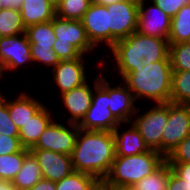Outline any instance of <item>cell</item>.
I'll list each match as a JSON object with an SVG mask.
<instances>
[{"label":"cell","instance_id":"6da1fadb","mask_svg":"<svg viewBox=\"0 0 190 190\" xmlns=\"http://www.w3.org/2000/svg\"><path fill=\"white\" fill-rule=\"evenodd\" d=\"M109 52V53H108ZM108 58H103L112 64L113 74L121 80L127 73L134 71L140 64L146 65L161 60H170L169 43L167 39L145 36L137 31L127 38L117 41L108 51ZM112 54V55H111Z\"/></svg>","mask_w":190,"mask_h":190},{"label":"cell","instance_id":"e575fe53","mask_svg":"<svg viewBox=\"0 0 190 190\" xmlns=\"http://www.w3.org/2000/svg\"><path fill=\"white\" fill-rule=\"evenodd\" d=\"M160 9H162L171 18L186 4H190V0H150Z\"/></svg>","mask_w":190,"mask_h":190},{"label":"cell","instance_id":"d590c367","mask_svg":"<svg viewBox=\"0 0 190 190\" xmlns=\"http://www.w3.org/2000/svg\"><path fill=\"white\" fill-rule=\"evenodd\" d=\"M22 148L19 137H10L0 133V156L14 154Z\"/></svg>","mask_w":190,"mask_h":190},{"label":"cell","instance_id":"836d02e7","mask_svg":"<svg viewBox=\"0 0 190 190\" xmlns=\"http://www.w3.org/2000/svg\"><path fill=\"white\" fill-rule=\"evenodd\" d=\"M168 163H190V134L166 158Z\"/></svg>","mask_w":190,"mask_h":190},{"label":"cell","instance_id":"8d00e7d4","mask_svg":"<svg viewBox=\"0 0 190 190\" xmlns=\"http://www.w3.org/2000/svg\"><path fill=\"white\" fill-rule=\"evenodd\" d=\"M166 190H190V180H182L171 171Z\"/></svg>","mask_w":190,"mask_h":190},{"label":"cell","instance_id":"f546056e","mask_svg":"<svg viewBox=\"0 0 190 190\" xmlns=\"http://www.w3.org/2000/svg\"><path fill=\"white\" fill-rule=\"evenodd\" d=\"M97 181L98 179L93 175L73 171L56 182V190H89Z\"/></svg>","mask_w":190,"mask_h":190},{"label":"cell","instance_id":"bcb514c9","mask_svg":"<svg viewBox=\"0 0 190 190\" xmlns=\"http://www.w3.org/2000/svg\"><path fill=\"white\" fill-rule=\"evenodd\" d=\"M51 2L54 6H56L61 0H48Z\"/></svg>","mask_w":190,"mask_h":190},{"label":"cell","instance_id":"e0dca14e","mask_svg":"<svg viewBox=\"0 0 190 190\" xmlns=\"http://www.w3.org/2000/svg\"><path fill=\"white\" fill-rule=\"evenodd\" d=\"M109 98V110L112 114L121 123L131 122L137 111L138 104L133 93L121 80L119 83L109 81Z\"/></svg>","mask_w":190,"mask_h":190},{"label":"cell","instance_id":"cb8c5ba5","mask_svg":"<svg viewBox=\"0 0 190 190\" xmlns=\"http://www.w3.org/2000/svg\"><path fill=\"white\" fill-rule=\"evenodd\" d=\"M25 33L30 46L53 47L56 40L53 30V20L27 26Z\"/></svg>","mask_w":190,"mask_h":190},{"label":"cell","instance_id":"603a6c76","mask_svg":"<svg viewBox=\"0 0 190 190\" xmlns=\"http://www.w3.org/2000/svg\"><path fill=\"white\" fill-rule=\"evenodd\" d=\"M190 42V4L184 5L171 20L169 44Z\"/></svg>","mask_w":190,"mask_h":190},{"label":"cell","instance_id":"f6af8a7d","mask_svg":"<svg viewBox=\"0 0 190 190\" xmlns=\"http://www.w3.org/2000/svg\"><path fill=\"white\" fill-rule=\"evenodd\" d=\"M109 190H131L130 188L109 187Z\"/></svg>","mask_w":190,"mask_h":190},{"label":"cell","instance_id":"2e32d148","mask_svg":"<svg viewBox=\"0 0 190 190\" xmlns=\"http://www.w3.org/2000/svg\"><path fill=\"white\" fill-rule=\"evenodd\" d=\"M41 168L43 179L58 182L73 172L71 155L44 149H30Z\"/></svg>","mask_w":190,"mask_h":190},{"label":"cell","instance_id":"ba28073f","mask_svg":"<svg viewBox=\"0 0 190 190\" xmlns=\"http://www.w3.org/2000/svg\"><path fill=\"white\" fill-rule=\"evenodd\" d=\"M32 67V55L30 52V43L26 33L14 36L0 37V66L3 68L5 77L9 74H16L17 78L22 75V68ZM22 71L21 74L18 71Z\"/></svg>","mask_w":190,"mask_h":190},{"label":"cell","instance_id":"ee69618b","mask_svg":"<svg viewBox=\"0 0 190 190\" xmlns=\"http://www.w3.org/2000/svg\"><path fill=\"white\" fill-rule=\"evenodd\" d=\"M119 1H122V0H93V2L101 4V5H105V6L119 2Z\"/></svg>","mask_w":190,"mask_h":190},{"label":"cell","instance_id":"7402d4cb","mask_svg":"<svg viewBox=\"0 0 190 190\" xmlns=\"http://www.w3.org/2000/svg\"><path fill=\"white\" fill-rule=\"evenodd\" d=\"M43 178L41 168L34 155L29 152L25 158L21 169L12 180L13 185L18 190H28Z\"/></svg>","mask_w":190,"mask_h":190},{"label":"cell","instance_id":"52a82bcc","mask_svg":"<svg viewBox=\"0 0 190 190\" xmlns=\"http://www.w3.org/2000/svg\"><path fill=\"white\" fill-rule=\"evenodd\" d=\"M141 109L139 105L131 122L138 129L146 146L162 154V131L168 119V103L150 104L142 112Z\"/></svg>","mask_w":190,"mask_h":190},{"label":"cell","instance_id":"60d3db41","mask_svg":"<svg viewBox=\"0 0 190 190\" xmlns=\"http://www.w3.org/2000/svg\"><path fill=\"white\" fill-rule=\"evenodd\" d=\"M89 190H109V186L103 180H98Z\"/></svg>","mask_w":190,"mask_h":190},{"label":"cell","instance_id":"9c48e42d","mask_svg":"<svg viewBox=\"0 0 190 190\" xmlns=\"http://www.w3.org/2000/svg\"><path fill=\"white\" fill-rule=\"evenodd\" d=\"M106 7L110 49L117 41L137 31L139 0H122Z\"/></svg>","mask_w":190,"mask_h":190},{"label":"cell","instance_id":"9a60e30c","mask_svg":"<svg viewBox=\"0 0 190 190\" xmlns=\"http://www.w3.org/2000/svg\"><path fill=\"white\" fill-rule=\"evenodd\" d=\"M88 40L98 50L106 47L109 50V20L105 5L92 2L81 19Z\"/></svg>","mask_w":190,"mask_h":190},{"label":"cell","instance_id":"7bdbcfd3","mask_svg":"<svg viewBox=\"0 0 190 190\" xmlns=\"http://www.w3.org/2000/svg\"><path fill=\"white\" fill-rule=\"evenodd\" d=\"M6 80L3 68L0 66V84H2V82H4V80ZM5 94V91L3 92L2 87L0 85V98Z\"/></svg>","mask_w":190,"mask_h":190},{"label":"cell","instance_id":"7a4b0ae2","mask_svg":"<svg viewBox=\"0 0 190 190\" xmlns=\"http://www.w3.org/2000/svg\"><path fill=\"white\" fill-rule=\"evenodd\" d=\"M116 157L114 134L110 131H93L79 128L71 154L74 171L93 175L103 180Z\"/></svg>","mask_w":190,"mask_h":190},{"label":"cell","instance_id":"1f68e13d","mask_svg":"<svg viewBox=\"0 0 190 190\" xmlns=\"http://www.w3.org/2000/svg\"><path fill=\"white\" fill-rule=\"evenodd\" d=\"M30 52L33 64H37V67L39 65V67L44 70L46 68L51 71L61 61L58 55L54 52L53 47L30 46Z\"/></svg>","mask_w":190,"mask_h":190},{"label":"cell","instance_id":"277c9868","mask_svg":"<svg viewBox=\"0 0 190 190\" xmlns=\"http://www.w3.org/2000/svg\"><path fill=\"white\" fill-rule=\"evenodd\" d=\"M165 161L162 154L150 149L138 155L116 156L103 181L109 187L130 188L156 171Z\"/></svg>","mask_w":190,"mask_h":190},{"label":"cell","instance_id":"44dd1931","mask_svg":"<svg viewBox=\"0 0 190 190\" xmlns=\"http://www.w3.org/2000/svg\"><path fill=\"white\" fill-rule=\"evenodd\" d=\"M20 13L27 27L52 21L56 17V7L48 0H23Z\"/></svg>","mask_w":190,"mask_h":190},{"label":"cell","instance_id":"f1b7e54d","mask_svg":"<svg viewBox=\"0 0 190 190\" xmlns=\"http://www.w3.org/2000/svg\"><path fill=\"white\" fill-rule=\"evenodd\" d=\"M93 0H61L56 7V16L67 20H81Z\"/></svg>","mask_w":190,"mask_h":190},{"label":"cell","instance_id":"83f0119b","mask_svg":"<svg viewBox=\"0 0 190 190\" xmlns=\"http://www.w3.org/2000/svg\"><path fill=\"white\" fill-rule=\"evenodd\" d=\"M30 152L29 149L22 148L14 154L0 156V180L10 181L14 179L21 169L25 156Z\"/></svg>","mask_w":190,"mask_h":190},{"label":"cell","instance_id":"ffe728a7","mask_svg":"<svg viewBox=\"0 0 190 190\" xmlns=\"http://www.w3.org/2000/svg\"><path fill=\"white\" fill-rule=\"evenodd\" d=\"M51 107L46 103L31 120L19 129V140L23 148L30 150L47 126L56 118V112Z\"/></svg>","mask_w":190,"mask_h":190},{"label":"cell","instance_id":"ac0fdd59","mask_svg":"<svg viewBox=\"0 0 190 190\" xmlns=\"http://www.w3.org/2000/svg\"><path fill=\"white\" fill-rule=\"evenodd\" d=\"M20 90L15 98L8 95V111L11 120L19 129L45 105L42 99L33 96L29 91Z\"/></svg>","mask_w":190,"mask_h":190},{"label":"cell","instance_id":"3957f363","mask_svg":"<svg viewBox=\"0 0 190 190\" xmlns=\"http://www.w3.org/2000/svg\"><path fill=\"white\" fill-rule=\"evenodd\" d=\"M172 67L170 60L140 64L127 73L121 81L133 93L135 100L142 99L150 104L171 102Z\"/></svg>","mask_w":190,"mask_h":190},{"label":"cell","instance_id":"484cf974","mask_svg":"<svg viewBox=\"0 0 190 190\" xmlns=\"http://www.w3.org/2000/svg\"><path fill=\"white\" fill-rule=\"evenodd\" d=\"M171 103L190 105V71H173Z\"/></svg>","mask_w":190,"mask_h":190},{"label":"cell","instance_id":"f35d334b","mask_svg":"<svg viewBox=\"0 0 190 190\" xmlns=\"http://www.w3.org/2000/svg\"><path fill=\"white\" fill-rule=\"evenodd\" d=\"M28 190H56V182L42 178Z\"/></svg>","mask_w":190,"mask_h":190},{"label":"cell","instance_id":"ab89813d","mask_svg":"<svg viewBox=\"0 0 190 190\" xmlns=\"http://www.w3.org/2000/svg\"><path fill=\"white\" fill-rule=\"evenodd\" d=\"M2 7L14 10H20L23 0H2Z\"/></svg>","mask_w":190,"mask_h":190},{"label":"cell","instance_id":"74e56055","mask_svg":"<svg viewBox=\"0 0 190 190\" xmlns=\"http://www.w3.org/2000/svg\"><path fill=\"white\" fill-rule=\"evenodd\" d=\"M182 180H190V163H168Z\"/></svg>","mask_w":190,"mask_h":190},{"label":"cell","instance_id":"30bf717a","mask_svg":"<svg viewBox=\"0 0 190 190\" xmlns=\"http://www.w3.org/2000/svg\"><path fill=\"white\" fill-rule=\"evenodd\" d=\"M79 133L78 125L56 117L39 136L31 149H44L71 155Z\"/></svg>","mask_w":190,"mask_h":190},{"label":"cell","instance_id":"7dc6e473","mask_svg":"<svg viewBox=\"0 0 190 190\" xmlns=\"http://www.w3.org/2000/svg\"><path fill=\"white\" fill-rule=\"evenodd\" d=\"M2 0H0V10L1 9H3V7H2V2H1Z\"/></svg>","mask_w":190,"mask_h":190},{"label":"cell","instance_id":"4dcf8cb0","mask_svg":"<svg viewBox=\"0 0 190 190\" xmlns=\"http://www.w3.org/2000/svg\"><path fill=\"white\" fill-rule=\"evenodd\" d=\"M172 71H190V42L169 44Z\"/></svg>","mask_w":190,"mask_h":190},{"label":"cell","instance_id":"4316f807","mask_svg":"<svg viewBox=\"0 0 190 190\" xmlns=\"http://www.w3.org/2000/svg\"><path fill=\"white\" fill-rule=\"evenodd\" d=\"M20 10L3 8L0 10V36H14L25 33Z\"/></svg>","mask_w":190,"mask_h":190},{"label":"cell","instance_id":"5b68a950","mask_svg":"<svg viewBox=\"0 0 190 190\" xmlns=\"http://www.w3.org/2000/svg\"><path fill=\"white\" fill-rule=\"evenodd\" d=\"M53 30L56 37L54 52L60 60H72L82 55L96 54L97 49L88 40L81 20L53 19Z\"/></svg>","mask_w":190,"mask_h":190},{"label":"cell","instance_id":"5bb4252c","mask_svg":"<svg viewBox=\"0 0 190 190\" xmlns=\"http://www.w3.org/2000/svg\"><path fill=\"white\" fill-rule=\"evenodd\" d=\"M171 20L172 18L169 15L150 0H139L138 33L168 40L171 30Z\"/></svg>","mask_w":190,"mask_h":190},{"label":"cell","instance_id":"8992f818","mask_svg":"<svg viewBox=\"0 0 190 190\" xmlns=\"http://www.w3.org/2000/svg\"><path fill=\"white\" fill-rule=\"evenodd\" d=\"M99 73V84L93 90V98L90 108L82 120L77 124L78 128L93 131H110L121 123L109 110V80L107 76Z\"/></svg>","mask_w":190,"mask_h":190},{"label":"cell","instance_id":"8fae6325","mask_svg":"<svg viewBox=\"0 0 190 190\" xmlns=\"http://www.w3.org/2000/svg\"><path fill=\"white\" fill-rule=\"evenodd\" d=\"M190 134V105L168 103V119L162 131V155L167 158Z\"/></svg>","mask_w":190,"mask_h":190},{"label":"cell","instance_id":"d4e9b609","mask_svg":"<svg viewBox=\"0 0 190 190\" xmlns=\"http://www.w3.org/2000/svg\"><path fill=\"white\" fill-rule=\"evenodd\" d=\"M171 166L165 161L156 171L135 183L131 190H166Z\"/></svg>","mask_w":190,"mask_h":190},{"label":"cell","instance_id":"7c38bea8","mask_svg":"<svg viewBox=\"0 0 190 190\" xmlns=\"http://www.w3.org/2000/svg\"><path fill=\"white\" fill-rule=\"evenodd\" d=\"M91 82V83H90ZM99 84V74L79 87L73 88L58 97L64 112L61 120L78 124L90 108L93 98V90ZM66 111V112H65Z\"/></svg>","mask_w":190,"mask_h":190},{"label":"cell","instance_id":"4fadbf2b","mask_svg":"<svg viewBox=\"0 0 190 190\" xmlns=\"http://www.w3.org/2000/svg\"><path fill=\"white\" fill-rule=\"evenodd\" d=\"M88 57L82 55L80 58L72 60H61L50 72L58 96L79 87L89 79L87 67L89 66ZM88 64V66H86Z\"/></svg>","mask_w":190,"mask_h":190},{"label":"cell","instance_id":"d6a6232c","mask_svg":"<svg viewBox=\"0 0 190 190\" xmlns=\"http://www.w3.org/2000/svg\"><path fill=\"white\" fill-rule=\"evenodd\" d=\"M0 133L10 137H19V128L11 120L8 111V95L6 93L0 98Z\"/></svg>","mask_w":190,"mask_h":190},{"label":"cell","instance_id":"b9f144b4","mask_svg":"<svg viewBox=\"0 0 190 190\" xmlns=\"http://www.w3.org/2000/svg\"><path fill=\"white\" fill-rule=\"evenodd\" d=\"M0 190H18L12 182L0 180Z\"/></svg>","mask_w":190,"mask_h":190},{"label":"cell","instance_id":"d6986e66","mask_svg":"<svg viewBox=\"0 0 190 190\" xmlns=\"http://www.w3.org/2000/svg\"><path fill=\"white\" fill-rule=\"evenodd\" d=\"M125 124L128 126L124 128ZM116 156H131L147 152L143 137L132 122L120 123L113 131Z\"/></svg>","mask_w":190,"mask_h":190}]
</instances>
